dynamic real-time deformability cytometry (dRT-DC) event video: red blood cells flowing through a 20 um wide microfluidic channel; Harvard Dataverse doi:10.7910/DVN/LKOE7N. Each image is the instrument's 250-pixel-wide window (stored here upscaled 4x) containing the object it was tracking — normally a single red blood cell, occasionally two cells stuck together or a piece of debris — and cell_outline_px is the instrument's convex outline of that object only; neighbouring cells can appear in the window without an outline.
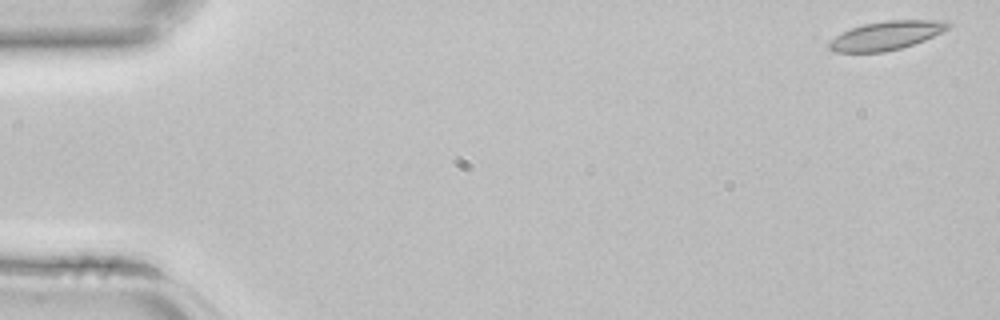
{"species": "common noctule bat (a hibernating species)", "species_latin": "Nyctalus noctula", "temperature_condition": "room temperature", "stored_images_in_passage": 4, "camera_frame_rate_fps": 3000, "um_per_image_px": 0.085, "animal": {"sex": "female", "body_mass_g": 22.7, "forearm_length_mm": 54.2}, "frame": {"image": 1, "passage_image": 1, "time_ms": 0.0, "image_size_px": [1000, 320], "cell_outline_px": [[952, 28], [924, 40], [900, 48], [884, 52], [832, 52], [828, 48], [828, 40], [852, 28], [864, 24], [884, 20], [944, 20], [952, 24]], "centroid_in_image_um": [75.35, 3.01], "position_along_channel_um": 9.6, "area_um2": 20.0}}
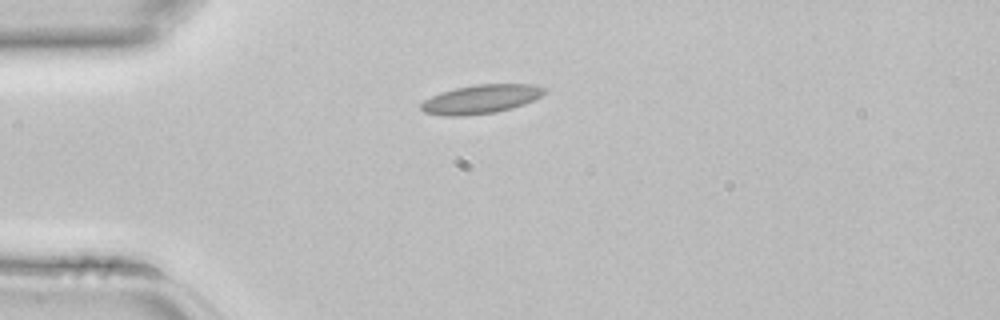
{"frame": {"image": 2, "passage_image": 4, "time_ms": 1.0, "image_size_px": [1000, 320], "cell_outline_px": [[548, 88], [540, 96], [524, 104], [512, 108], [496, 112], [464, 116], [444, 116], [424, 112], [420, 108], [420, 104], [424, 100], [440, 92], [456, 88], [476, 84], [532, 84]], "centroid_in_image_um": [40.86, 8.43], "position_along_channel_um": 44.1, "area_um2": 20.75}}